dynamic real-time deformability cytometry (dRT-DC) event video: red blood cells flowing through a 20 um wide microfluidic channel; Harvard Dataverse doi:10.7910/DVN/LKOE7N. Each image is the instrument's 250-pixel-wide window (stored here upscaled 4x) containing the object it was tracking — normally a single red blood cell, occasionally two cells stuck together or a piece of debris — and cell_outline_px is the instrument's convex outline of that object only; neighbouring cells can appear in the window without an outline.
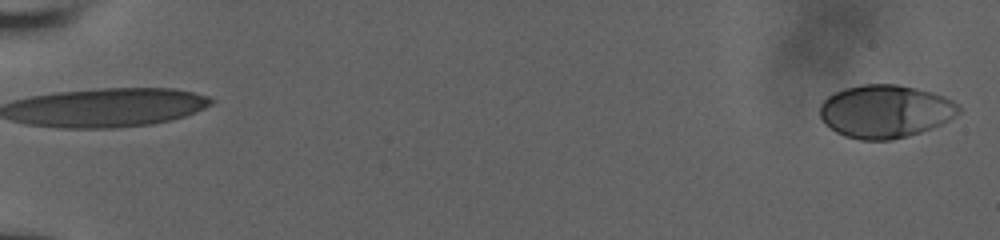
{"species": "human", "species_latin": "Homo sapiens", "temperature_condition": "room temperature", "stored_images_in_passage": 9, "segment_of_instrument_passage": [2, 2], "camera_frame_rate_fps": 3000, "um_per_image_px": 0.085, "donor": {"sex": "male"}, "frame": {"image": 1, "passage_image": 9, "time_ms": 3.333, "image_size_px": [1000, 240], "cell_outline_px": [[960, 112], [948, 120], [932, 128], [908, 136], [892, 140], [860, 140], [844, 136], [836, 132], [820, 116], [820, 104], [828, 96], [844, 88], [864, 84], [896, 84], [916, 88], [932, 92], [944, 96], [960, 104]], "centroid_in_image_um": [75.26, 9.46], "position_along_channel_um": 9.7, "area_um2": 42.83}}